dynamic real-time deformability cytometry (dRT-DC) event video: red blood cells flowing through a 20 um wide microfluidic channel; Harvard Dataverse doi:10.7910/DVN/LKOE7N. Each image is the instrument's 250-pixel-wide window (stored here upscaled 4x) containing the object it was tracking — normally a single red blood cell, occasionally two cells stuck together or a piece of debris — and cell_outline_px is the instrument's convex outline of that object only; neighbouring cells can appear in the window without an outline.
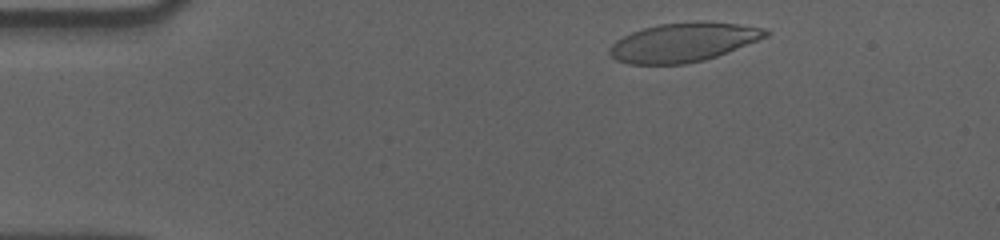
{"species": "human", "species_latin": "Homo sapiens", "temperature_condition": "cold", "stored_images_in_passage": 51, "camera_frame_rate_fps": 3000, "um_per_image_px": 0.085, "donor": {"sex": "male"}, "frame": {"image": 1, "passage_image": 3, "time_ms": 0.667, "image_size_px": [1000, 240], "cell_outline_px": [[772, 32], [768, 36], [728, 52], [704, 60], [684, 64], [628, 64], [616, 60], [608, 52], [608, 48], [616, 40], [632, 32], [644, 28], [660, 24], [696, 20], [700, 20], [736, 24], [768, 28]], "centroid_in_image_um": [58.11, 3.58], "position_along_channel_um": 26.9, "area_um2": 35.66}}
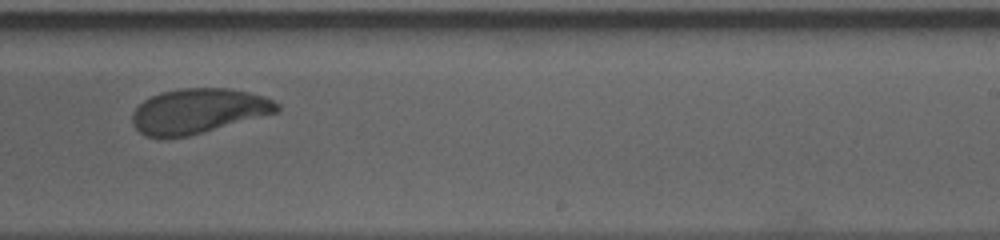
{"frame": {"image": 2, "passage_image": 30, "time_ms": 9.667, "image_size_px": [1000, 240], "cell_outline_px": [[280, 112], [188, 136], [164, 140], [160, 140], [144, 136], [132, 124], [132, 112], [144, 100], [160, 92], [180, 88], [228, 88], [248, 92], [264, 96], [280, 104]], "centroid_in_image_um": [16.83, 9.46], "position_along_channel_um": 272.2, "area_um2": 38.38}}
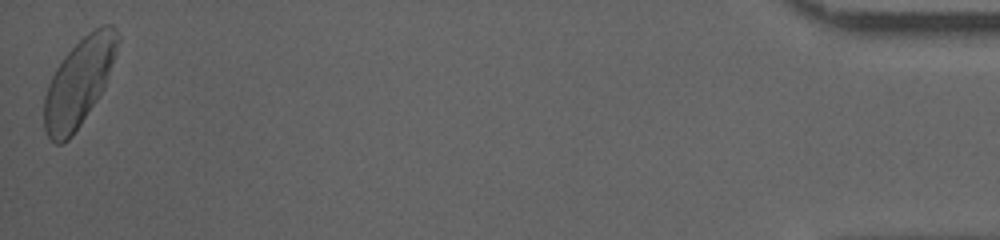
{"frame": {"image": 3, "passage_image": 51, "time_ms": 16.667, "image_size_px": [1000, 240], "cell_outline_px": [[120, 40], [116, 56], [108, 80], [104, 88], [72, 136], [68, 140], [60, 144], [56, 144], [48, 136], [44, 128], [44, 96], [48, 84], [56, 68], [64, 56], [88, 32], [100, 24], [112, 24], [116, 28], [120, 36]], "centroid_in_image_um": [6.74, 6.95], "position_along_channel_um": 428.5, "area_um2": 37.51}, "authors_computed_cell_mechanics": {"area_um2": 38.0902, "velocity_mm_per_s": 3.5235, "shape_relaxation_time_tau1_ms": 4.1497, "shape_relaxation_time_tau2_ms": 1.3307, "deformation_change_tau1": 0.1432, "deformation_change_tau2": 0.0617}}